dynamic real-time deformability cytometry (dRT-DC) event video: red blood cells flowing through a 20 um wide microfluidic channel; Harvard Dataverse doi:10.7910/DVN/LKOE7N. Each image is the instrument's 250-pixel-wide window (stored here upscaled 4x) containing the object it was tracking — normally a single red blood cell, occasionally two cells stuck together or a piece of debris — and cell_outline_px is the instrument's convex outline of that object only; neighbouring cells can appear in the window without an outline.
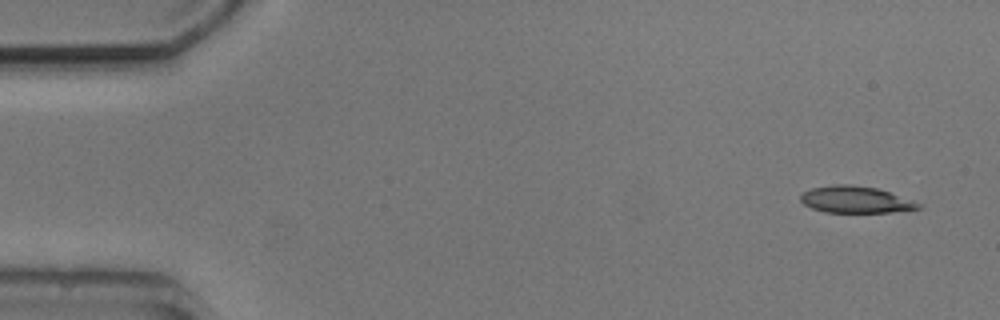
{"species": "common noctule bat (a hibernating species)", "species_latin": "Nyctalus noctula", "temperature_condition": "cold", "stored_images_in_passage": 4, "camera_frame_rate_fps": 3000, "um_per_image_px": 0.085, "animal": {"sex": "male", "body_mass_g": 20.5, "forearm_length_mm": 52.5}, "frame": {"image": 1, "passage_image": 1, "time_ms": 0.0, "image_size_px": [1000, 320], "cell_outline_px": [[924, 204], [920, 208], [892, 212], [824, 212], [812, 208], [804, 204], [800, 200], [800, 196], [804, 192], [812, 188], [832, 184], [852, 184], [876, 188]], "centroid_in_image_um": [72.71, 16.96], "position_along_channel_um": 12.3, "area_um2": 18.26}}
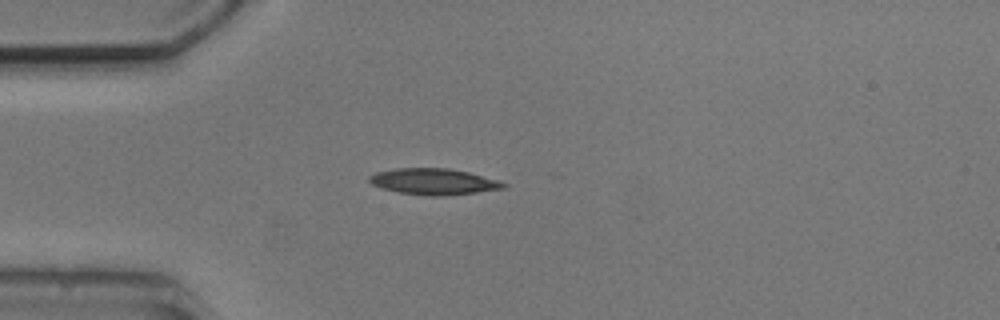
{"frame": {"image": 2, "passage_image": 4, "time_ms": 3.667, "image_size_px": [1000, 320], "cell_outline_px": [[508, 184], [504, 188], [476, 192], [444, 196], [428, 196], [400, 192], [384, 188], [372, 184], [368, 180], [368, 176], [376, 172], [396, 168], [448, 168], [468, 172], [496, 180]], "centroid_in_image_um": [36.83, 15.43], "position_along_channel_um": 48.2, "area_um2": 20.23}}